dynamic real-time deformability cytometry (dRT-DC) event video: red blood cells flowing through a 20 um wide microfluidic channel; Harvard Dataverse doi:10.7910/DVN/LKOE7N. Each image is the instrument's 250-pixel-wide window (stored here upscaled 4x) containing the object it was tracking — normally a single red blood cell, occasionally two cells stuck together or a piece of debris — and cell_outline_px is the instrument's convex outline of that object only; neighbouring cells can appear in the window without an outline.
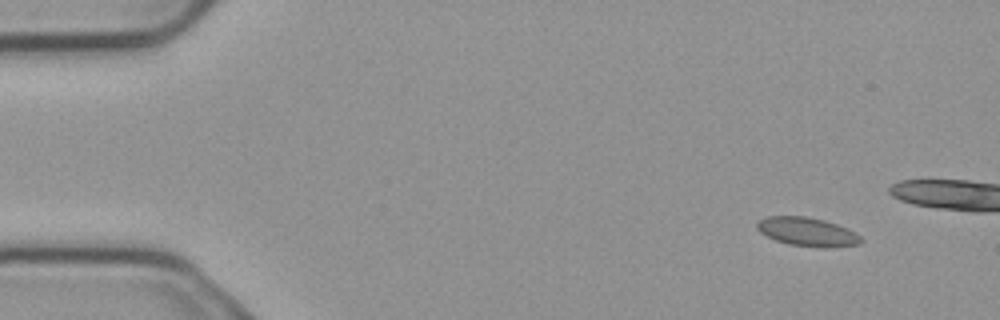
{"species": "common noctule bat (a hibernating species)", "species_latin": "Nyctalus noctula", "temperature_condition": "cold", "stored_images_in_passage": 3, "camera_frame_rate_fps": 3000, "um_per_image_px": 0.085, "animal": {"sex": "male", "body_mass_g": 23.1, "forearm_length_mm": 52.7}, "frame": {"image": 1, "passage_image": 1, "time_ms": 0.0, "image_size_px": [1000, 320], "cell_outline_px": [[864, 240], [860, 244], [788, 244], [776, 240], [760, 232], [756, 228], [756, 224], [760, 220], [768, 216], [804, 216], [824, 220], [836, 224], [860, 236]], "centroid_in_image_um": [68.51, 19.63], "position_along_channel_um": 16.5, "area_um2": 16.13}}